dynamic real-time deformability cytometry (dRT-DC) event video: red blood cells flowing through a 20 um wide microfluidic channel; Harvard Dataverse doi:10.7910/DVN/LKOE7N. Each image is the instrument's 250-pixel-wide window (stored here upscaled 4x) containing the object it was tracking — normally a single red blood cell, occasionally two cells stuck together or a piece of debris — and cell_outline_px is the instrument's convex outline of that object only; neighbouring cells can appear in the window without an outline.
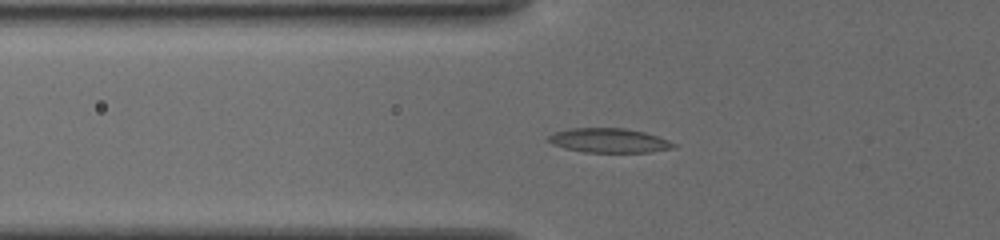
{"species": "common noctule bat (a hibernating species)", "species_latin": "Nyctalus noctula", "temperature_condition": "cold", "stored_images_in_passage": 18, "camera_frame_rate_fps": 3000, "um_per_image_px": 0.085, "animal": {"sex": "female", "body_mass_g": 19.5, "forearm_length_mm": 54.1}, "frame": {"image": 1, "passage_image": 13, "time_ms": 6.333, "image_size_px": [1000, 240], "cell_outline_px": [[676, 148], [652, 152], [584, 152], [564, 148], [552, 144], [548, 140], [548, 136], [556, 132], [572, 128], [624, 128], [644, 132], [668, 140], [676, 144]], "centroid_in_image_um": [51.79, 11.95], "position_along_channel_um": 74.0, "area_um2": 17.69}}
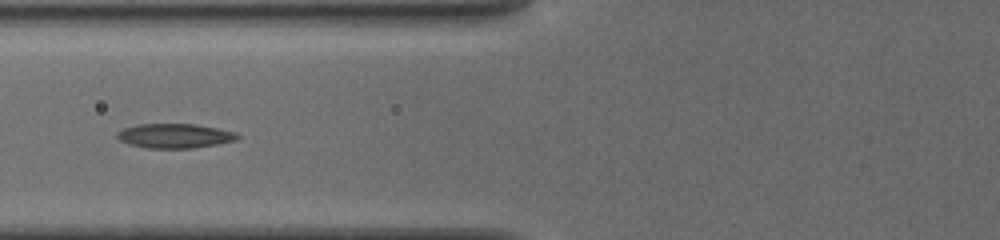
{"frame": {"image": 2, "passage_image": 16, "time_ms": 7.333, "image_size_px": [1000, 240], "cell_outline_px": [[240, 136], [236, 140], [216, 144], [192, 148], [148, 148], [128, 144], [120, 140], [116, 136], [116, 132], [124, 128], [136, 124], [196, 124], [236, 132]], "centroid_in_image_um": [14.82, 11.54], "position_along_channel_um": 111.0, "area_um2": 17.11}}